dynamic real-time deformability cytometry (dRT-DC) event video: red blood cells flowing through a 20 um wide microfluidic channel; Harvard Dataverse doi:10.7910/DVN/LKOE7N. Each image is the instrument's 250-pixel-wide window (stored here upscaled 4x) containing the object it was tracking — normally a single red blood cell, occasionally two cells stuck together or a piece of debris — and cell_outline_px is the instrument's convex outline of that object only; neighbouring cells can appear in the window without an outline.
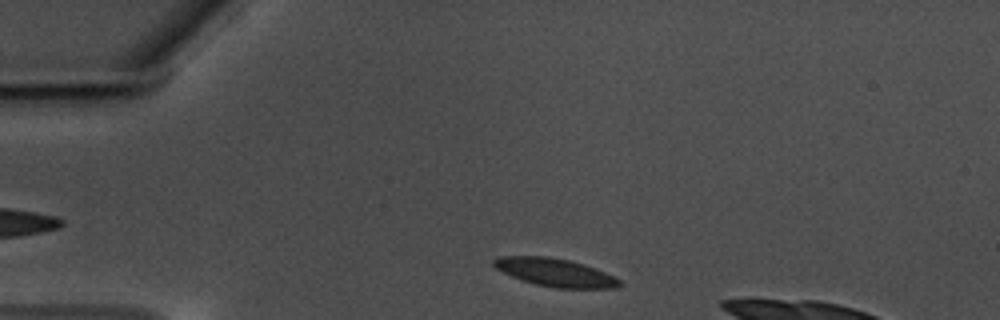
{"species": "common noctule bat (a hibernating species)", "species_latin": "Nyctalus noctula", "temperature_condition": "warm", "stored_images_in_passage": 38, "camera_frame_rate_fps": 3000, "um_per_image_px": 0.085, "animal": {"sex": "male", "body_mass_g": 17.5, "forearm_length_mm": 52.3}, "frame": {"image": 1, "passage_image": 2, "time_ms": 0.333, "image_size_px": [1000, 320], "cell_outline_px": [[624, 284], [616, 288], [556, 288], [536, 284], [520, 280], [496, 268], [492, 264], [492, 260], [500, 256], [548, 256], [568, 260], [584, 264], [596, 268], [620, 280]], "centroid_in_image_um": [47.19, 23.16], "position_along_channel_um": 37.8, "area_um2": 20.52}}
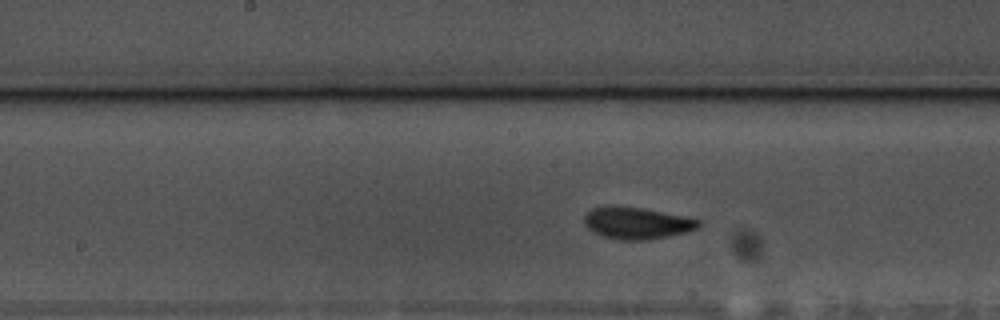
{"frame": {"image": 2, "passage_image": 19, "time_ms": 6.0, "image_size_px": [1000, 320], "cell_outline_px": [[704, 224], [688, 232], [648, 240], [620, 240], [600, 236], [588, 228], [584, 224], [584, 216], [592, 208], [608, 204], [616, 204], [644, 208], [700, 220]], "centroid_in_image_um": [54.09, 18.94], "position_along_channel_um": 194.1, "area_um2": 21.62}}
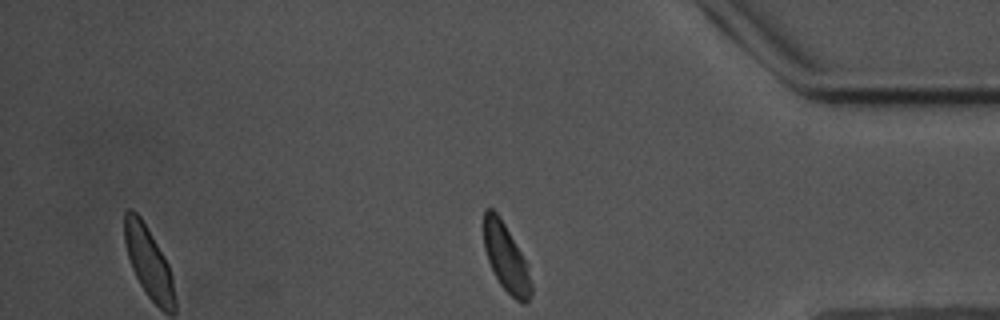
{"frame": {"image": 3, "passage_image": 38, "time_ms": 12.333, "image_size_px": [1000, 320], "cell_outline_px": [[532, 292], [528, 300], [524, 304], [520, 304], [500, 284], [488, 260], [484, 248], [484, 208], [492, 208], [500, 216], [528, 264], [532, 284]], "centroid_in_image_um": [43.03, 21.91], "position_along_channel_um": 392.2, "area_um2": 18.73}, "authors_computed_cell_mechanics": {"area_um2": 20.3456, "velocity_mm_per_s": 3.4572, "shape_relaxation_time_tau1_ms": 2.3947, "shape_relaxation_time_tau2_ms": 1.165, "deformation_change_tau1": 0.1134, "deformation_change_tau2": 0.0575}}